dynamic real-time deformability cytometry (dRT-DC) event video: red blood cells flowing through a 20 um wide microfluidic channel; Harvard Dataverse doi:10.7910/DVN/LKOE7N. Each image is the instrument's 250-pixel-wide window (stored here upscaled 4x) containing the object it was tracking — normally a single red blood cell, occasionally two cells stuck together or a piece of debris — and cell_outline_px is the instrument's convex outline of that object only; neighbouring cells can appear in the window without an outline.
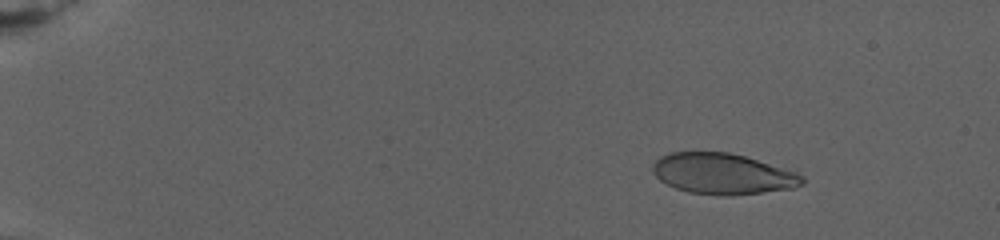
{"species": "human", "species_latin": "Homo sapiens", "temperature_condition": "warm", "stored_images_in_passage": 21, "camera_frame_rate_fps": 3000, "um_per_image_px": 0.085, "donor": {"sex": "female"}, "frame": {"image": 1, "passage_image": 7, "time_ms": 3.333, "image_size_px": [1000, 240], "cell_outline_px": [[804, 184], [792, 188], [728, 196], [720, 196], [688, 192], [676, 188], [660, 180], [652, 172], [652, 164], [660, 156], [672, 152], [728, 152], [744, 156], [796, 172], [804, 176]], "centroid_in_image_um": [61.4, 14.77], "position_along_channel_um": 23.6, "area_um2": 35.43}}
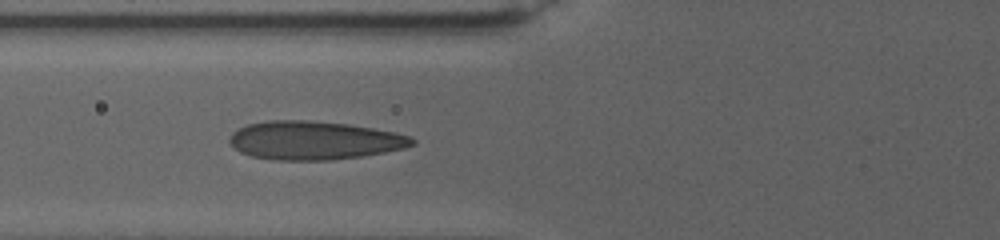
{"frame": {"image": 2, "passage_image": 19, "time_ms": 10.667, "image_size_px": [1000, 240], "cell_outline_px": [[416, 144], [404, 148], [364, 156], [332, 160], [272, 160], [252, 156], [240, 152], [228, 140], [232, 132], [248, 124], [268, 120], [308, 120], [348, 124], [372, 128], [392, 132], [408, 136], [416, 140]], "centroid_in_image_um": [26.7, 11.94], "position_along_channel_um": 99.1, "area_um2": 40.92}}
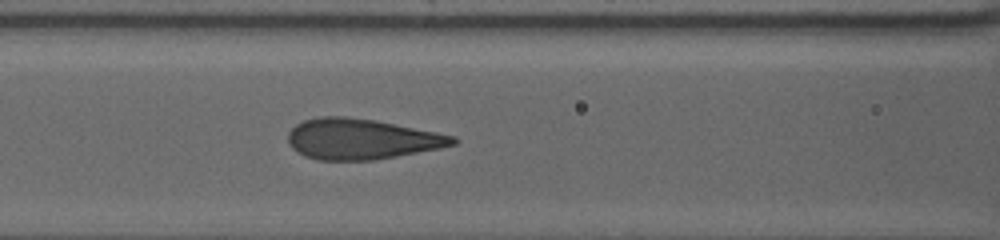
{"frame": {"image": 3, "passage_image": 21, "time_ms": 12.0, "image_size_px": [1000, 240], "cell_outline_px": [[456, 144], [440, 148], [396, 156], [372, 160], [316, 160], [304, 156], [296, 152], [288, 144], [288, 132], [296, 124], [304, 120], [320, 116], [344, 116], [372, 120], [436, 132], [456, 136]], "centroid_in_image_um": [30.67, 11.82], "position_along_channel_um": 135.9, "area_um2": 38.78}}